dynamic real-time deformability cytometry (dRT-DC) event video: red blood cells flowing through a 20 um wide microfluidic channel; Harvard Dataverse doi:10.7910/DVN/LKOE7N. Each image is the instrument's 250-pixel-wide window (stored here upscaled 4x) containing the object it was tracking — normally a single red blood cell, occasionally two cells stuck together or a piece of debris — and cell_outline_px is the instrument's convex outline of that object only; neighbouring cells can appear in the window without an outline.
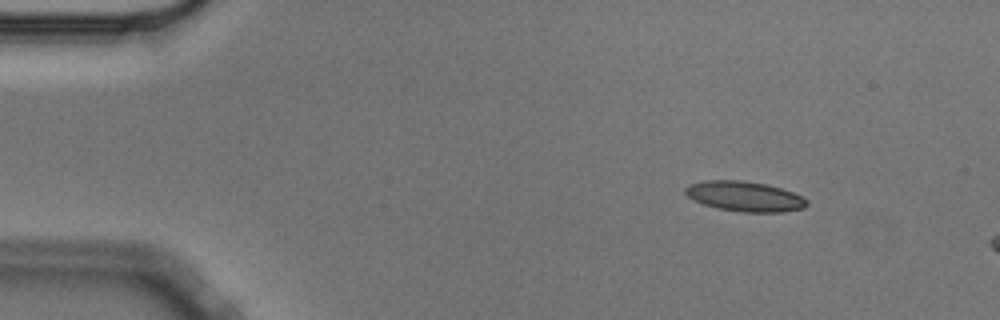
{"species": "Egyptian fruit bat (a non-hibernating species)", "species_latin": "Rousettus aegyptiacus", "temperature_condition": "cold", "stored_images_in_passage": 7, "camera_frame_rate_fps": 3000, "um_per_image_px": 0.085, "animal": {"sex": "male"}, "frame": {"image": 1, "passage_image": 1, "time_ms": 0.0, "image_size_px": [1000, 320], "cell_outline_px": [[808, 204], [804, 208], [780, 212], [744, 212], [716, 208], [692, 200], [684, 192], [684, 188], [688, 184], [704, 180], [740, 180], [768, 184], [792, 192], [808, 200]], "centroid_in_image_um": [63.26, 16.68], "position_along_channel_um": 21.7, "area_um2": 21.39}}